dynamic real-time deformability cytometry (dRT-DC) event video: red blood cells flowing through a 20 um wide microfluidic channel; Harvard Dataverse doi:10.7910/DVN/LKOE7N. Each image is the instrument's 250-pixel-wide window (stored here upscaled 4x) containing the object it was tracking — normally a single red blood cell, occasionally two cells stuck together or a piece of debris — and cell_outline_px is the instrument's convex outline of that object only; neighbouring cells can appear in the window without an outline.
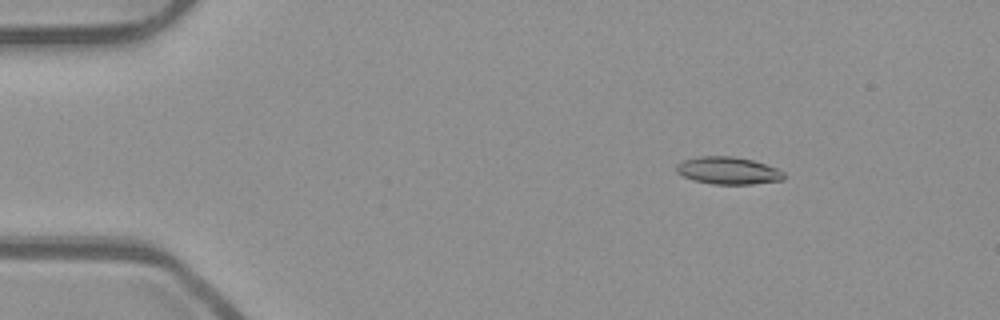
{"species": "common noctule bat (a hibernating species)", "species_latin": "Nyctalus noctula", "temperature_condition": "room temperature", "stored_images_in_passage": 51, "camera_frame_rate_fps": 3000, "um_per_image_px": 0.085, "animal": {"sex": "male", "body_mass_g": 23.1, "forearm_length_mm": 52.7}, "frame": {"image": 1, "passage_image": 5, "time_ms": 1.333, "image_size_px": [1000, 320], "cell_outline_px": [[784, 180], [752, 184], [712, 184], [692, 180], [676, 172], [676, 164], [684, 160], [700, 156], [732, 156], [752, 160], [776, 168], [784, 172]], "centroid_in_image_um": [61.87, 14.5], "position_along_channel_um": 23.1, "area_um2": 17.11}}
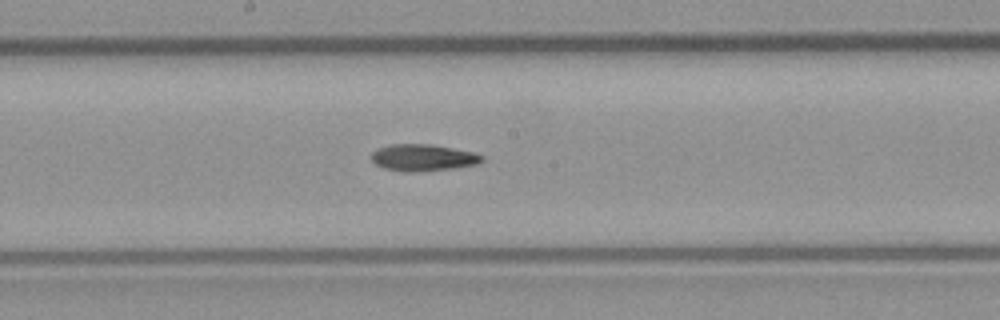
{"frame": {"image": 2, "passage_image": 26, "time_ms": 8.333, "image_size_px": [1000, 320], "cell_outline_px": [[484, 160], [476, 164], [452, 168], [412, 172], [404, 172], [384, 168], [376, 164], [372, 160], [372, 152], [380, 148], [392, 144], [428, 144], [452, 148], [472, 152], [484, 156]], "centroid_in_image_um": [35.95, 13.4], "position_along_channel_um": 212.3, "area_um2": 16.94}}
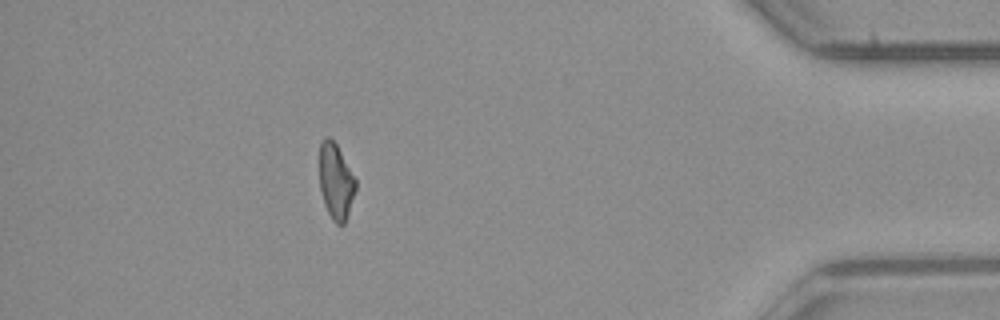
{"frame": {"image": 3, "passage_image": 45, "time_ms": 14.667, "image_size_px": [1000, 320], "cell_outline_px": [[356, 188], [344, 224], [336, 224], [332, 220], [324, 204], [320, 188], [320, 144], [324, 136], [328, 136], [336, 144], [356, 180]], "centroid_in_image_um": [28.53, 15.41], "position_along_channel_um": 406.7, "area_um2": 15.66}, "authors_computed_cell_mechanics": {"area_um2": 16.9932, "velocity_mm_per_s": 3.8829, "shape_relaxation_time_tau1_ms": 7.6507, "shape_relaxation_time_tau2_ms": null, "deformation_change_tau1": 0.1909, "deformation_change_tau2": null}}